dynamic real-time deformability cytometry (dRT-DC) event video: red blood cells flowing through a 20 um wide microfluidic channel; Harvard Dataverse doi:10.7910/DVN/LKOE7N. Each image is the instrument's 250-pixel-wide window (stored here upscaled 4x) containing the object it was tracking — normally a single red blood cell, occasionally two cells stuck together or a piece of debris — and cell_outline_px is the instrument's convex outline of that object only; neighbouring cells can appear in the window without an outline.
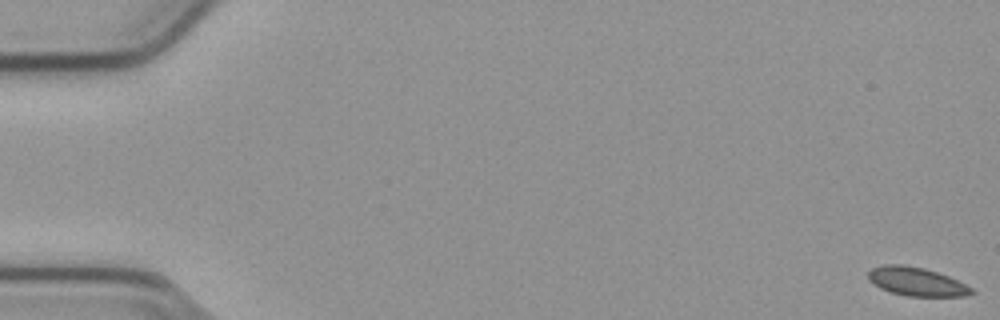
{"species": "common noctule bat (a hibernating species)", "species_latin": "Nyctalus noctula", "temperature_condition": "cold", "stored_images_in_passage": 15, "camera_frame_rate_fps": 3000, "um_per_image_px": 0.085, "animal": {"sex": "male", "body_mass_g": 23.1, "forearm_length_mm": 52.7}, "frame": {"image": 1, "passage_image": 1, "time_ms": 0.0, "image_size_px": [1000, 320], "cell_outline_px": [[976, 292], [968, 296], [908, 296], [892, 292], [880, 288], [868, 280], [868, 272], [872, 268], [884, 264], [900, 264], [924, 268], [948, 276], [972, 288]], "centroid_in_image_um": [77.9, 23.93], "position_along_channel_um": 7.1, "area_um2": 17.11}}
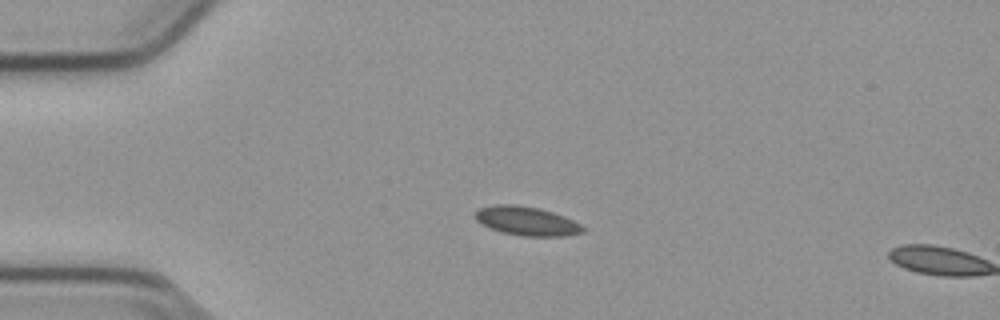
{"frame": {"image": 2, "passage_image": 14, "time_ms": 4.333, "image_size_px": [1000, 320], "cell_outline_px": [[584, 232], [568, 236], [524, 236], [500, 232], [488, 228], [480, 224], [472, 216], [480, 208], [496, 204], [516, 204], [540, 208], [564, 216], [580, 224], [584, 228]], "centroid_in_image_um": [44.73, 18.79], "position_along_channel_um": 40.3, "area_um2": 18.38}}